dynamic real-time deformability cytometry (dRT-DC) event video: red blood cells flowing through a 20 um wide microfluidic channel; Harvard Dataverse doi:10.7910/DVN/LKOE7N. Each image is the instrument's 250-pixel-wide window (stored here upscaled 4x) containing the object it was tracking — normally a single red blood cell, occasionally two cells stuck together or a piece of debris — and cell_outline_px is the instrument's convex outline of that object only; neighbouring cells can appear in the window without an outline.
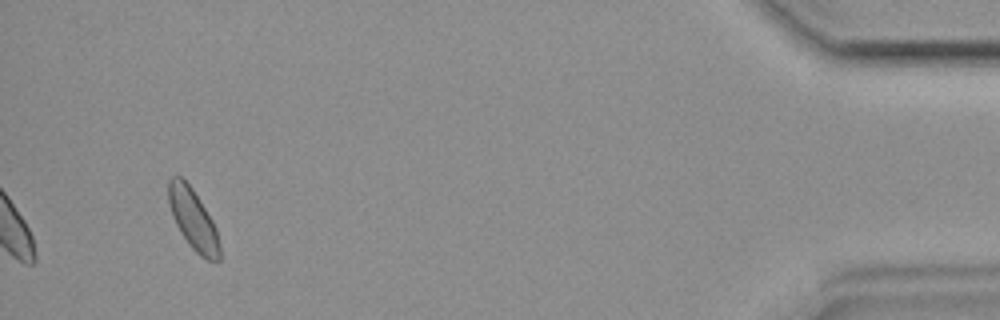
{"species": "common noctule bat (a hibernating species)", "species_latin": "Nyctalus noctula", "temperature_condition": "room temperature", "stored_images_in_passage": 37, "camera_frame_rate_fps": 3000, "um_per_image_px": 0.085, "animal": {"sex": "female", "body_mass_g": 19.9}, "frame": {"image": 1, "passage_image": 37, "time_ms": 12.0, "image_size_px": [1000, 320], "cell_outline_px": [[220, 260], [208, 260], [200, 256], [188, 244], [180, 232], [172, 216], [168, 204], [168, 180], [172, 176], [180, 176], [192, 188], [212, 220], [216, 228], [220, 244]], "centroid_in_image_um": [16.4, 18.65], "position_along_channel_um": 418.8, "area_um2": 18.03}}